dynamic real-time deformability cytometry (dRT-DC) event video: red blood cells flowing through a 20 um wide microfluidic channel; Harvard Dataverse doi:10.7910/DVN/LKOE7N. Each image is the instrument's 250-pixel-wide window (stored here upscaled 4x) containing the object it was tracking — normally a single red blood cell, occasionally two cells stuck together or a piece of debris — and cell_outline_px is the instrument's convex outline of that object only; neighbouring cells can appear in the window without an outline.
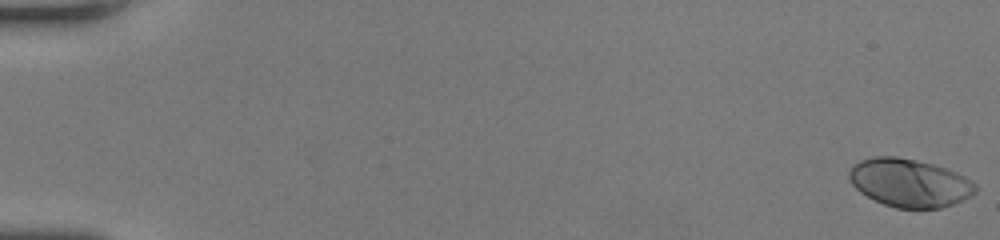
{"species": "human", "species_latin": "Homo sapiens", "temperature_condition": "room temperature", "stored_images_in_passage": 52, "camera_frame_rate_fps": 3000, "um_per_image_px": 0.085, "donor": {"sex": "female"}, "frame": {"image": 1, "passage_image": 1, "time_ms": 0.0, "image_size_px": [1000, 240], "cell_outline_px": [[976, 192], [972, 196], [952, 204], [940, 208], [896, 208], [884, 204], [860, 192], [852, 184], [848, 176], [848, 172], [852, 164], [860, 160], [876, 156], [896, 156], [916, 160], [932, 164], [956, 172], [972, 180], [976, 184]], "centroid_in_image_um": [77.3, 15.53], "position_along_channel_um": 7.7, "area_um2": 35.43}}
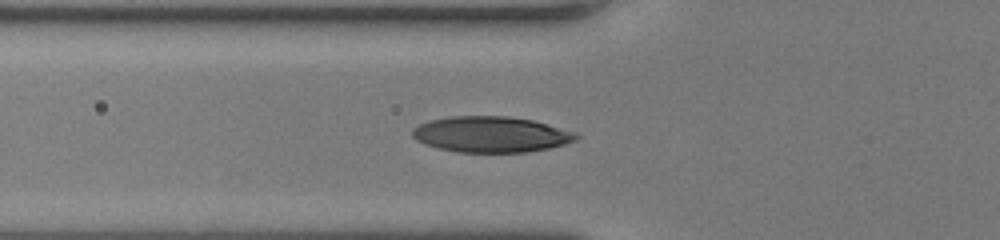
{"frame": {"image": 2, "passage_image": 20, "time_ms": 6.333, "image_size_px": [1000, 240], "cell_outline_px": [[580, 136], [576, 140], [564, 144], [548, 148], [528, 152], [456, 152], [424, 144], [416, 140], [412, 136], [412, 128], [420, 124], [432, 120], [452, 116], [504, 116], [532, 120], [576, 132]], "centroid_in_image_um": [41.73, 11.42], "position_along_channel_um": 84.1, "area_um2": 34.04}}
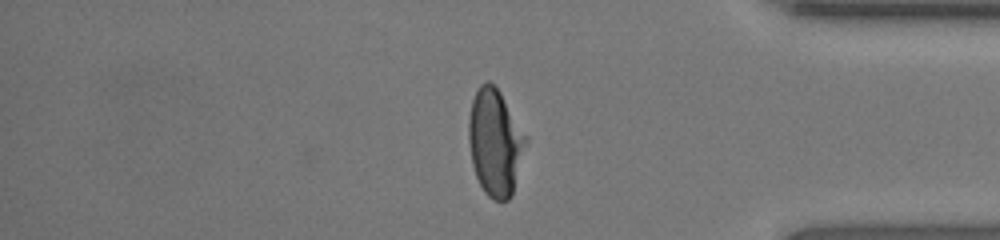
{"frame": {"image": 3, "passage_image": 43, "time_ms": 14.0, "image_size_px": [1000, 240], "cell_outline_px": [[528, 140], [512, 196], [508, 200], [492, 200], [484, 192], [476, 176], [472, 164], [468, 140], [468, 116], [472, 100], [480, 84], [488, 80], [500, 92], [528, 136]], "centroid_in_image_um": [42.09, 12.11], "position_along_channel_um": 393.1, "area_um2": 35.84}, "authors_computed_cell_mechanics": {"area_um2": 34.391, "velocity_mm_per_s": 4.27, "shape_relaxation_time_tau1_ms": 3.3505, "shape_relaxation_time_tau2_ms": null, "deformation_change_tau1": 0.1997, "deformation_change_tau2": null}}